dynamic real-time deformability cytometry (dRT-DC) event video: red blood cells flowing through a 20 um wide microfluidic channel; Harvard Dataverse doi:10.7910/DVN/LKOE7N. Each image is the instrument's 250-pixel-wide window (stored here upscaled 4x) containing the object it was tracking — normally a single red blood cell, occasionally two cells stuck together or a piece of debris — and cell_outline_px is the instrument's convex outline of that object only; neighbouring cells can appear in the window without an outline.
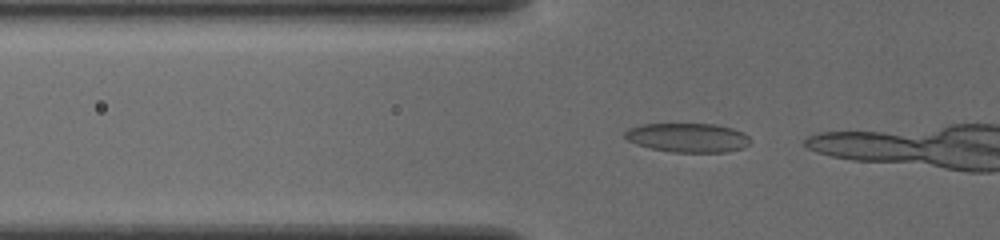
{"species": "common noctule bat (a hibernating species)", "species_latin": "Nyctalus noctula", "temperature_condition": "cold", "stored_images_in_passage": 17, "camera_frame_rate_fps": 3000, "um_per_image_px": 0.085, "animal": {"sex": "female", "body_mass_g": 19.5, "forearm_length_mm": 54.1}, "frame": {"image": 1, "passage_image": 15, "time_ms": 4.667, "image_size_px": [1000, 240], "cell_outline_px": [[748, 144], [744, 148], [728, 152], [672, 152], [652, 148], [636, 144], [628, 140], [624, 136], [624, 132], [628, 128], [640, 124], [716, 124], [732, 128], [744, 132], [748, 136]], "centroid_in_image_um": [58.45, 11.7], "position_along_channel_um": 67.3, "area_um2": 21.33}}